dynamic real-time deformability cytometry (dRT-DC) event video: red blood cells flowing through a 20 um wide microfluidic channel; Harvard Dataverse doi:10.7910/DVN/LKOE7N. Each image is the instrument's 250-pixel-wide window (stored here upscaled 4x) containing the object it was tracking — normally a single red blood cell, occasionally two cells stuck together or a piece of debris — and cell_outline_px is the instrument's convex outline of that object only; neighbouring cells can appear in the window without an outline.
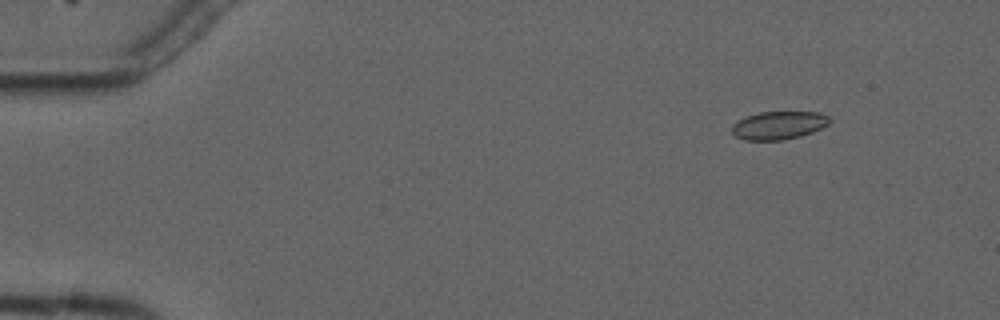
{"species": "common noctule bat (a hibernating species)", "species_latin": "Nyctalus noctula", "temperature_condition": "cold", "stored_images_in_passage": 5, "camera_frame_rate_fps": 3000, "um_per_image_px": 0.085, "animal": {"sex": "male", "forearm_length_mm": 52.5}, "frame": {"image": 1, "passage_image": 2, "time_ms": 1.333, "image_size_px": [1000, 320], "cell_outline_px": [[832, 120], [828, 124], [812, 132], [800, 136], [780, 140], [744, 140], [736, 136], [732, 132], [732, 124], [736, 120], [744, 116], [760, 112], [820, 112], [828, 116]], "centroid_in_image_um": [66.16, 10.64], "position_along_channel_um": 18.8, "area_um2": 16.07}}
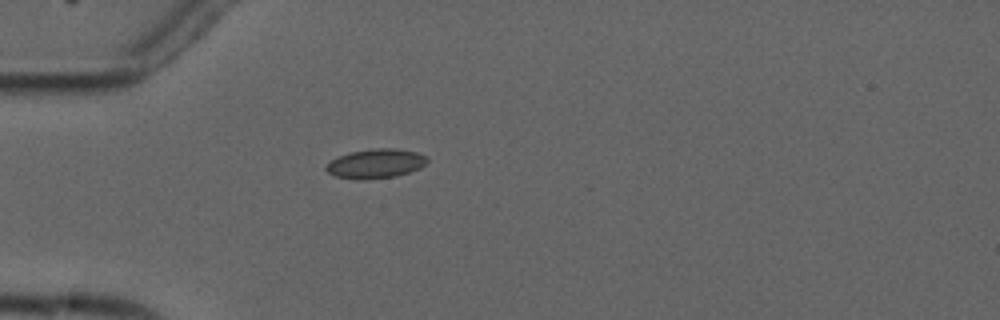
{"frame": {"image": 2, "passage_image": 5, "time_ms": 4.667, "image_size_px": [1000, 320], "cell_outline_px": [[428, 160], [420, 168], [396, 176], [368, 180], [356, 180], [336, 176], [328, 172], [324, 168], [332, 160], [348, 152], [376, 148], [396, 148], [416, 152], [428, 156]], "centroid_in_image_um": [31.94, 13.91], "position_along_channel_um": 53.1, "area_um2": 17.34}}